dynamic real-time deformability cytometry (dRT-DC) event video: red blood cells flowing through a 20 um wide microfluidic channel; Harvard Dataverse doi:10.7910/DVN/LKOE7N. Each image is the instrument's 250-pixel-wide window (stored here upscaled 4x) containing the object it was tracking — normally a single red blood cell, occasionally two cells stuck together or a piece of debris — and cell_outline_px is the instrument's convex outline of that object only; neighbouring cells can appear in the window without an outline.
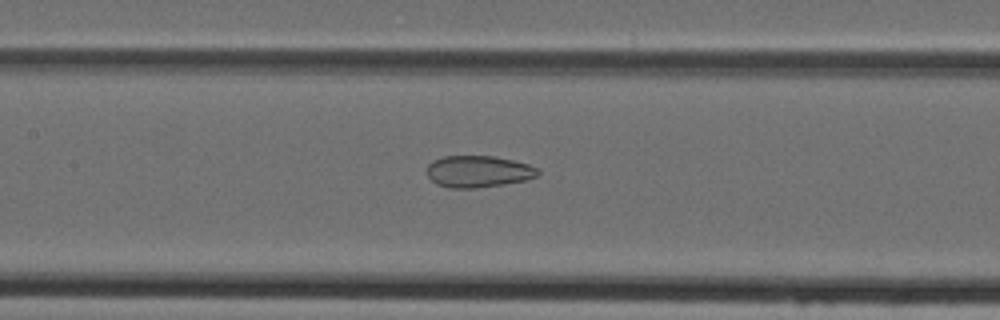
{"species": "Egyptian fruit bat (a non-hibernating species)", "species_latin": "Rousettus aegyptiacus", "temperature_condition": "cold", "stored_images_in_passage": 46, "camera_frame_rate_fps": 3000, "um_per_image_px": 0.085, "animal": {"sex": "female"}, "frame": {"image": 1, "passage_image": 22, "time_ms": 7.0, "image_size_px": [1000, 320], "cell_outline_px": [[540, 172], [536, 176], [524, 180], [504, 184], [476, 188], [448, 188], [436, 184], [428, 176], [428, 164], [432, 160], [444, 156], [496, 156], [528, 164], [536, 168]], "centroid_in_image_um": [40.62, 14.57], "position_along_channel_um": 166.8, "area_um2": 20.46}}
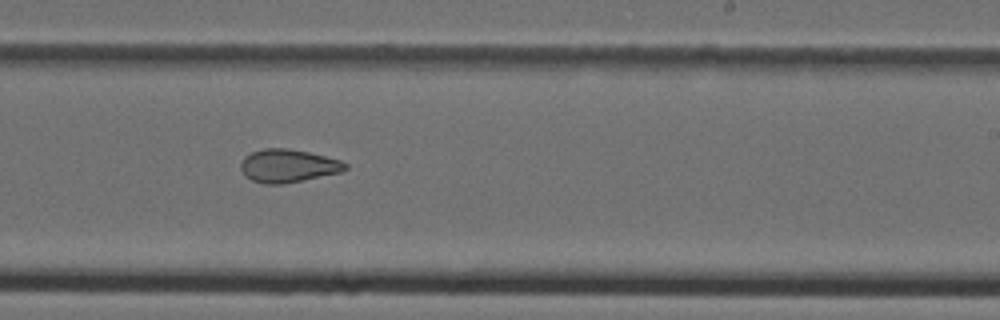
{"frame": {"image": 2, "passage_image": 29, "time_ms": 9.333, "image_size_px": [1000, 320], "cell_outline_px": [[348, 168], [340, 172], [284, 184], [264, 184], [252, 180], [244, 176], [240, 168], [240, 164], [244, 156], [252, 152], [264, 148], [288, 148], [308, 152], [340, 160], [348, 164]], "centroid_in_image_um": [24.45, 14.09], "position_along_channel_um": 264.6, "area_um2": 20.17}}
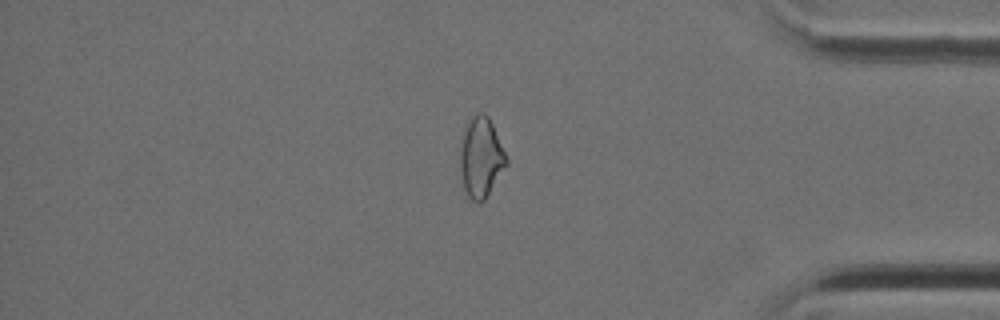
{"frame": {"image": 3, "passage_image": 40, "time_ms": 13.0, "image_size_px": [1000, 320], "cell_outline_px": [[508, 164], [484, 200], [480, 204], [472, 200], [468, 196], [464, 188], [460, 172], [460, 148], [464, 132], [472, 116], [480, 112], [484, 112], [488, 116], [492, 124], [508, 160]], "centroid_in_image_um": [40.88, 13.41], "position_along_channel_um": 394.3, "area_um2": 21.33}}